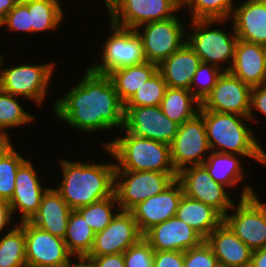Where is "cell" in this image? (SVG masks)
<instances>
[{"label": "cell", "instance_id": "obj_1", "mask_svg": "<svg viewBox=\"0 0 266 267\" xmlns=\"http://www.w3.org/2000/svg\"><path fill=\"white\" fill-rule=\"evenodd\" d=\"M69 90L52 102V112L63 124L86 134L124 128V104L108 75L87 67Z\"/></svg>", "mask_w": 266, "mask_h": 267}, {"label": "cell", "instance_id": "obj_2", "mask_svg": "<svg viewBox=\"0 0 266 267\" xmlns=\"http://www.w3.org/2000/svg\"><path fill=\"white\" fill-rule=\"evenodd\" d=\"M62 181L54 189L72 210L114 194L115 163H84L59 159Z\"/></svg>", "mask_w": 266, "mask_h": 267}, {"label": "cell", "instance_id": "obj_3", "mask_svg": "<svg viewBox=\"0 0 266 267\" xmlns=\"http://www.w3.org/2000/svg\"><path fill=\"white\" fill-rule=\"evenodd\" d=\"M203 116L207 140L211 151L242 155L266 166V151L247 123L248 116L204 110Z\"/></svg>", "mask_w": 266, "mask_h": 267}, {"label": "cell", "instance_id": "obj_4", "mask_svg": "<svg viewBox=\"0 0 266 267\" xmlns=\"http://www.w3.org/2000/svg\"><path fill=\"white\" fill-rule=\"evenodd\" d=\"M123 131L113 141L101 142L104 151L117 160L115 170L177 172L169 144Z\"/></svg>", "mask_w": 266, "mask_h": 267}, {"label": "cell", "instance_id": "obj_5", "mask_svg": "<svg viewBox=\"0 0 266 267\" xmlns=\"http://www.w3.org/2000/svg\"><path fill=\"white\" fill-rule=\"evenodd\" d=\"M228 22H230L228 19L191 20L188 26L193 31L192 33L190 31V34L186 31V42L200 57L201 62L215 65L222 71L230 70L238 41L233 24L229 26L230 28L228 29L230 30L225 32L221 29L223 26H218V24L224 25V23L227 24ZM214 26L218 27L215 28Z\"/></svg>", "mask_w": 266, "mask_h": 267}, {"label": "cell", "instance_id": "obj_6", "mask_svg": "<svg viewBox=\"0 0 266 267\" xmlns=\"http://www.w3.org/2000/svg\"><path fill=\"white\" fill-rule=\"evenodd\" d=\"M253 188L247 184L241 188L239 202L224 216V222L244 244L256 251L266 246V203L259 200Z\"/></svg>", "mask_w": 266, "mask_h": 267}, {"label": "cell", "instance_id": "obj_7", "mask_svg": "<svg viewBox=\"0 0 266 267\" xmlns=\"http://www.w3.org/2000/svg\"><path fill=\"white\" fill-rule=\"evenodd\" d=\"M5 55L0 54V90L14 96L34 102L38 107L43 106L47 98L52 76L55 72L54 62L45 64L11 65L3 68ZM46 97V98H45Z\"/></svg>", "mask_w": 266, "mask_h": 267}, {"label": "cell", "instance_id": "obj_8", "mask_svg": "<svg viewBox=\"0 0 266 267\" xmlns=\"http://www.w3.org/2000/svg\"><path fill=\"white\" fill-rule=\"evenodd\" d=\"M177 175L178 172L115 170L114 193L120 210L130 211L139 202L163 192Z\"/></svg>", "mask_w": 266, "mask_h": 267}, {"label": "cell", "instance_id": "obj_9", "mask_svg": "<svg viewBox=\"0 0 266 267\" xmlns=\"http://www.w3.org/2000/svg\"><path fill=\"white\" fill-rule=\"evenodd\" d=\"M111 25V26H110ZM111 30L101 48V61L88 67L98 74L108 75L123 67L139 65L146 62L141 37L133 29L118 27L109 22Z\"/></svg>", "mask_w": 266, "mask_h": 267}, {"label": "cell", "instance_id": "obj_10", "mask_svg": "<svg viewBox=\"0 0 266 267\" xmlns=\"http://www.w3.org/2000/svg\"><path fill=\"white\" fill-rule=\"evenodd\" d=\"M187 25L177 12L169 19L139 26L135 31L142 39L146 61L159 65L177 51L186 43Z\"/></svg>", "mask_w": 266, "mask_h": 267}, {"label": "cell", "instance_id": "obj_11", "mask_svg": "<svg viewBox=\"0 0 266 267\" xmlns=\"http://www.w3.org/2000/svg\"><path fill=\"white\" fill-rule=\"evenodd\" d=\"M106 10L110 23L136 30L143 24L169 19L183 8L175 0H113Z\"/></svg>", "mask_w": 266, "mask_h": 267}, {"label": "cell", "instance_id": "obj_12", "mask_svg": "<svg viewBox=\"0 0 266 267\" xmlns=\"http://www.w3.org/2000/svg\"><path fill=\"white\" fill-rule=\"evenodd\" d=\"M170 152L172 164L177 172L205 162L211 150L204 119L200 113L179 125L178 132L170 144Z\"/></svg>", "mask_w": 266, "mask_h": 267}, {"label": "cell", "instance_id": "obj_13", "mask_svg": "<svg viewBox=\"0 0 266 267\" xmlns=\"http://www.w3.org/2000/svg\"><path fill=\"white\" fill-rule=\"evenodd\" d=\"M177 180L181 183L185 196L213 207L223 217L236 203L229 195L231 190L216 182L203 165L183 168L178 172Z\"/></svg>", "mask_w": 266, "mask_h": 267}, {"label": "cell", "instance_id": "obj_14", "mask_svg": "<svg viewBox=\"0 0 266 267\" xmlns=\"http://www.w3.org/2000/svg\"><path fill=\"white\" fill-rule=\"evenodd\" d=\"M18 223L24 229L27 267H60L72 258L63 238L52 235L29 221Z\"/></svg>", "mask_w": 266, "mask_h": 267}, {"label": "cell", "instance_id": "obj_15", "mask_svg": "<svg viewBox=\"0 0 266 267\" xmlns=\"http://www.w3.org/2000/svg\"><path fill=\"white\" fill-rule=\"evenodd\" d=\"M124 129L132 135L170 145L179 124L166 117L160 106H124Z\"/></svg>", "mask_w": 266, "mask_h": 267}, {"label": "cell", "instance_id": "obj_16", "mask_svg": "<svg viewBox=\"0 0 266 267\" xmlns=\"http://www.w3.org/2000/svg\"><path fill=\"white\" fill-rule=\"evenodd\" d=\"M251 89L229 71H223L211 93L201 103V107L208 111L248 116Z\"/></svg>", "mask_w": 266, "mask_h": 267}, {"label": "cell", "instance_id": "obj_17", "mask_svg": "<svg viewBox=\"0 0 266 267\" xmlns=\"http://www.w3.org/2000/svg\"><path fill=\"white\" fill-rule=\"evenodd\" d=\"M142 238L133 214L120 210L109 225L95 234L93 247L87 256L124 253Z\"/></svg>", "mask_w": 266, "mask_h": 267}, {"label": "cell", "instance_id": "obj_18", "mask_svg": "<svg viewBox=\"0 0 266 267\" xmlns=\"http://www.w3.org/2000/svg\"><path fill=\"white\" fill-rule=\"evenodd\" d=\"M33 162L29 158L19 166L15 178V190L9 205L13 215L20 214V221H29L40 207L43 194L49 187L37 175Z\"/></svg>", "mask_w": 266, "mask_h": 267}, {"label": "cell", "instance_id": "obj_19", "mask_svg": "<svg viewBox=\"0 0 266 267\" xmlns=\"http://www.w3.org/2000/svg\"><path fill=\"white\" fill-rule=\"evenodd\" d=\"M183 195L182 185L176 179L163 192L134 206L130 212L133 214L140 232L144 234L151 227L174 217Z\"/></svg>", "mask_w": 266, "mask_h": 267}, {"label": "cell", "instance_id": "obj_20", "mask_svg": "<svg viewBox=\"0 0 266 267\" xmlns=\"http://www.w3.org/2000/svg\"><path fill=\"white\" fill-rule=\"evenodd\" d=\"M143 238L154 251H181L200 245L205 239L184 221L174 216L151 227Z\"/></svg>", "mask_w": 266, "mask_h": 267}, {"label": "cell", "instance_id": "obj_21", "mask_svg": "<svg viewBox=\"0 0 266 267\" xmlns=\"http://www.w3.org/2000/svg\"><path fill=\"white\" fill-rule=\"evenodd\" d=\"M238 39L266 46V0H245L230 17Z\"/></svg>", "mask_w": 266, "mask_h": 267}, {"label": "cell", "instance_id": "obj_22", "mask_svg": "<svg viewBox=\"0 0 266 267\" xmlns=\"http://www.w3.org/2000/svg\"><path fill=\"white\" fill-rule=\"evenodd\" d=\"M229 72L251 88L266 83V46L238 39Z\"/></svg>", "mask_w": 266, "mask_h": 267}, {"label": "cell", "instance_id": "obj_23", "mask_svg": "<svg viewBox=\"0 0 266 267\" xmlns=\"http://www.w3.org/2000/svg\"><path fill=\"white\" fill-rule=\"evenodd\" d=\"M218 263L228 267H250L252 250L223 221L206 238Z\"/></svg>", "mask_w": 266, "mask_h": 267}, {"label": "cell", "instance_id": "obj_24", "mask_svg": "<svg viewBox=\"0 0 266 267\" xmlns=\"http://www.w3.org/2000/svg\"><path fill=\"white\" fill-rule=\"evenodd\" d=\"M71 211L54 187H49L42 196L40 207L29 222L64 239Z\"/></svg>", "mask_w": 266, "mask_h": 267}, {"label": "cell", "instance_id": "obj_25", "mask_svg": "<svg viewBox=\"0 0 266 267\" xmlns=\"http://www.w3.org/2000/svg\"><path fill=\"white\" fill-rule=\"evenodd\" d=\"M201 63L200 57L186 42L158 65V71L167 87L190 90L193 76Z\"/></svg>", "mask_w": 266, "mask_h": 267}, {"label": "cell", "instance_id": "obj_26", "mask_svg": "<svg viewBox=\"0 0 266 267\" xmlns=\"http://www.w3.org/2000/svg\"><path fill=\"white\" fill-rule=\"evenodd\" d=\"M175 216L204 239L224 221V217L216 209L185 195L179 202Z\"/></svg>", "mask_w": 266, "mask_h": 267}, {"label": "cell", "instance_id": "obj_27", "mask_svg": "<svg viewBox=\"0 0 266 267\" xmlns=\"http://www.w3.org/2000/svg\"><path fill=\"white\" fill-rule=\"evenodd\" d=\"M243 157L237 154L211 151L202 165L216 182L234 190L232 188L238 185V182L242 183L244 177L249 173H245L246 171L242 166L243 161L241 159Z\"/></svg>", "mask_w": 266, "mask_h": 267}, {"label": "cell", "instance_id": "obj_28", "mask_svg": "<svg viewBox=\"0 0 266 267\" xmlns=\"http://www.w3.org/2000/svg\"><path fill=\"white\" fill-rule=\"evenodd\" d=\"M158 71V65L144 62L139 65L123 67L108 74L118 94L125 105L146 81Z\"/></svg>", "mask_w": 266, "mask_h": 267}, {"label": "cell", "instance_id": "obj_29", "mask_svg": "<svg viewBox=\"0 0 266 267\" xmlns=\"http://www.w3.org/2000/svg\"><path fill=\"white\" fill-rule=\"evenodd\" d=\"M200 106L201 103L190 90L171 87H167L160 103V108L166 117L179 125L198 114Z\"/></svg>", "mask_w": 266, "mask_h": 267}, {"label": "cell", "instance_id": "obj_30", "mask_svg": "<svg viewBox=\"0 0 266 267\" xmlns=\"http://www.w3.org/2000/svg\"><path fill=\"white\" fill-rule=\"evenodd\" d=\"M30 12L32 34L58 30L64 19V8L59 0H21Z\"/></svg>", "mask_w": 266, "mask_h": 267}, {"label": "cell", "instance_id": "obj_31", "mask_svg": "<svg viewBox=\"0 0 266 267\" xmlns=\"http://www.w3.org/2000/svg\"><path fill=\"white\" fill-rule=\"evenodd\" d=\"M95 233L84 217L72 210L68 220L64 241L68 251L73 256H87L94 243Z\"/></svg>", "mask_w": 266, "mask_h": 267}, {"label": "cell", "instance_id": "obj_32", "mask_svg": "<svg viewBox=\"0 0 266 267\" xmlns=\"http://www.w3.org/2000/svg\"><path fill=\"white\" fill-rule=\"evenodd\" d=\"M18 96L8 94L0 90V136L10 140V135L7 130H12L23 125L30 124L35 120L34 115H30L23 107L19 104Z\"/></svg>", "mask_w": 266, "mask_h": 267}, {"label": "cell", "instance_id": "obj_33", "mask_svg": "<svg viewBox=\"0 0 266 267\" xmlns=\"http://www.w3.org/2000/svg\"><path fill=\"white\" fill-rule=\"evenodd\" d=\"M9 141L0 150V200L10 201L15 190V178L19 166L26 160Z\"/></svg>", "mask_w": 266, "mask_h": 267}, {"label": "cell", "instance_id": "obj_34", "mask_svg": "<svg viewBox=\"0 0 266 267\" xmlns=\"http://www.w3.org/2000/svg\"><path fill=\"white\" fill-rule=\"evenodd\" d=\"M1 237L0 267H27L23 227L18 223Z\"/></svg>", "mask_w": 266, "mask_h": 267}, {"label": "cell", "instance_id": "obj_35", "mask_svg": "<svg viewBox=\"0 0 266 267\" xmlns=\"http://www.w3.org/2000/svg\"><path fill=\"white\" fill-rule=\"evenodd\" d=\"M77 211L84 217L96 234L101 232L120 211L116 194L108 198L93 202L90 205L80 207Z\"/></svg>", "mask_w": 266, "mask_h": 267}, {"label": "cell", "instance_id": "obj_36", "mask_svg": "<svg viewBox=\"0 0 266 267\" xmlns=\"http://www.w3.org/2000/svg\"><path fill=\"white\" fill-rule=\"evenodd\" d=\"M235 2L236 0H189L183 8L191 15L190 20H229Z\"/></svg>", "mask_w": 266, "mask_h": 267}, {"label": "cell", "instance_id": "obj_37", "mask_svg": "<svg viewBox=\"0 0 266 267\" xmlns=\"http://www.w3.org/2000/svg\"><path fill=\"white\" fill-rule=\"evenodd\" d=\"M167 89L162 75L157 71L149 78L124 106H160Z\"/></svg>", "mask_w": 266, "mask_h": 267}, {"label": "cell", "instance_id": "obj_38", "mask_svg": "<svg viewBox=\"0 0 266 267\" xmlns=\"http://www.w3.org/2000/svg\"><path fill=\"white\" fill-rule=\"evenodd\" d=\"M222 73L223 71L215 65L207 63L199 65L193 76L190 91L200 103L211 93Z\"/></svg>", "mask_w": 266, "mask_h": 267}, {"label": "cell", "instance_id": "obj_39", "mask_svg": "<svg viewBox=\"0 0 266 267\" xmlns=\"http://www.w3.org/2000/svg\"><path fill=\"white\" fill-rule=\"evenodd\" d=\"M125 267H153L154 249L142 238L124 253Z\"/></svg>", "mask_w": 266, "mask_h": 267}, {"label": "cell", "instance_id": "obj_40", "mask_svg": "<svg viewBox=\"0 0 266 267\" xmlns=\"http://www.w3.org/2000/svg\"><path fill=\"white\" fill-rule=\"evenodd\" d=\"M7 31L25 32L32 34V26H30V12L28 7L20 0L15 7L2 20V27Z\"/></svg>", "mask_w": 266, "mask_h": 267}, {"label": "cell", "instance_id": "obj_41", "mask_svg": "<svg viewBox=\"0 0 266 267\" xmlns=\"http://www.w3.org/2000/svg\"><path fill=\"white\" fill-rule=\"evenodd\" d=\"M218 263L204 240L200 245L184 251V267H215Z\"/></svg>", "mask_w": 266, "mask_h": 267}, {"label": "cell", "instance_id": "obj_42", "mask_svg": "<svg viewBox=\"0 0 266 267\" xmlns=\"http://www.w3.org/2000/svg\"><path fill=\"white\" fill-rule=\"evenodd\" d=\"M255 111H258V113L266 117V83L252 87L251 89L250 112L248 115L251 123L258 122L254 117L256 116Z\"/></svg>", "mask_w": 266, "mask_h": 267}, {"label": "cell", "instance_id": "obj_43", "mask_svg": "<svg viewBox=\"0 0 266 267\" xmlns=\"http://www.w3.org/2000/svg\"><path fill=\"white\" fill-rule=\"evenodd\" d=\"M153 267H184V252L154 251Z\"/></svg>", "mask_w": 266, "mask_h": 267}, {"label": "cell", "instance_id": "obj_44", "mask_svg": "<svg viewBox=\"0 0 266 267\" xmlns=\"http://www.w3.org/2000/svg\"><path fill=\"white\" fill-rule=\"evenodd\" d=\"M87 257L94 267H125L123 253Z\"/></svg>", "mask_w": 266, "mask_h": 267}, {"label": "cell", "instance_id": "obj_45", "mask_svg": "<svg viewBox=\"0 0 266 267\" xmlns=\"http://www.w3.org/2000/svg\"><path fill=\"white\" fill-rule=\"evenodd\" d=\"M12 217L14 218L9 202L0 200V235H2V233H7L4 232L5 229L11 231L18 224H13L14 226L11 227L13 222Z\"/></svg>", "mask_w": 266, "mask_h": 267}, {"label": "cell", "instance_id": "obj_46", "mask_svg": "<svg viewBox=\"0 0 266 267\" xmlns=\"http://www.w3.org/2000/svg\"><path fill=\"white\" fill-rule=\"evenodd\" d=\"M250 267H266V246L252 252Z\"/></svg>", "mask_w": 266, "mask_h": 267}, {"label": "cell", "instance_id": "obj_47", "mask_svg": "<svg viewBox=\"0 0 266 267\" xmlns=\"http://www.w3.org/2000/svg\"><path fill=\"white\" fill-rule=\"evenodd\" d=\"M60 267H94V266L92 265L90 259L87 256H72V258H70L65 264L61 265Z\"/></svg>", "mask_w": 266, "mask_h": 267}, {"label": "cell", "instance_id": "obj_48", "mask_svg": "<svg viewBox=\"0 0 266 267\" xmlns=\"http://www.w3.org/2000/svg\"><path fill=\"white\" fill-rule=\"evenodd\" d=\"M19 1L20 0H0V19L3 20Z\"/></svg>", "mask_w": 266, "mask_h": 267}, {"label": "cell", "instance_id": "obj_49", "mask_svg": "<svg viewBox=\"0 0 266 267\" xmlns=\"http://www.w3.org/2000/svg\"><path fill=\"white\" fill-rule=\"evenodd\" d=\"M9 141L0 136V150L8 143Z\"/></svg>", "mask_w": 266, "mask_h": 267}, {"label": "cell", "instance_id": "obj_50", "mask_svg": "<svg viewBox=\"0 0 266 267\" xmlns=\"http://www.w3.org/2000/svg\"><path fill=\"white\" fill-rule=\"evenodd\" d=\"M181 7H184V5L189 1V0H175Z\"/></svg>", "mask_w": 266, "mask_h": 267}, {"label": "cell", "instance_id": "obj_51", "mask_svg": "<svg viewBox=\"0 0 266 267\" xmlns=\"http://www.w3.org/2000/svg\"><path fill=\"white\" fill-rule=\"evenodd\" d=\"M113 0H103L105 6L107 7Z\"/></svg>", "mask_w": 266, "mask_h": 267}, {"label": "cell", "instance_id": "obj_52", "mask_svg": "<svg viewBox=\"0 0 266 267\" xmlns=\"http://www.w3.org/2000/svg\"><path fill=\"white\" fill-rule=\"evenodd\" d=\"M215 267H228V266H225V265H223V264L217 263V264L215 265Z\"/></svg>", "mask_w": 266, "mask_h": 267}, {"label": "cell", "instance_id": "obj_53", "mask_svg": "<svg viewBox=\"0 0 266 267\" xmlns=\"http://www.w3.org/2000/svg\"><path fill=\"white\" fill-rule=\"evenodd\" d=\"M0 27H2V20L0 19ZM1 29V28H0Z\"/></svg>", "mask_w": 266, "mask_h": 267}]
</instances>
